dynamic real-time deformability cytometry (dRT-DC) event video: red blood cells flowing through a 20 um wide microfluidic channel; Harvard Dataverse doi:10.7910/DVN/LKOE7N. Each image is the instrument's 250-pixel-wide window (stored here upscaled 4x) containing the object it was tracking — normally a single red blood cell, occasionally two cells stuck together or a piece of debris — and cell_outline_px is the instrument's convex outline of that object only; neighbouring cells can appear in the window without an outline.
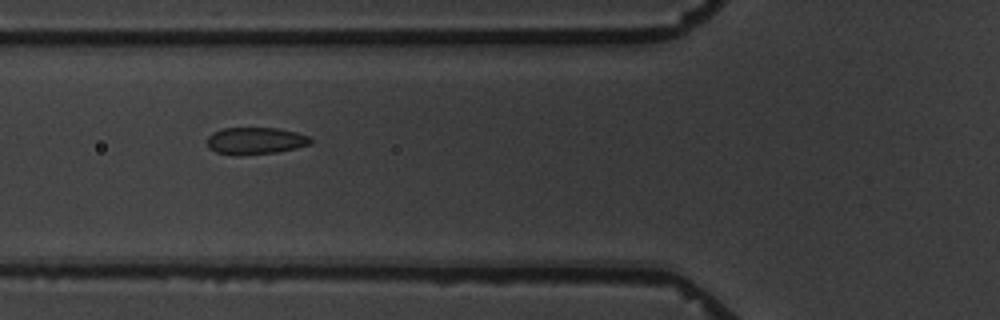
{"species": "common noctule bat (a hibernating species)", "species_latin": "Nyctalus noctula", "temperature_condition": "warm", "stored_images_in_passage": 3, "camera_frame_rate_fps": 3000, "um_per_image_px": 0.085, "animal": {"sex": "male", "body_mass_g": 19.5, "forearm_length_mm": 54.6}, "frame": {"image": 1, "passage_image": 2, "time_ms": 1.333, "image_size_px": [1000, 320], "cell_outline_px": [[312, 144], [296, 148], [276, 152], [240, 156], [232, 156], [216, 152], [208, 148], [204, 140], [212, 132], [224, 128], [276, 128], [296, 132], [308, 136], [312, 140]], "centroid_in_image_um": [21.64, 11.98], "position_along_channel_um": 104.2, "area_um2": 16.65}}
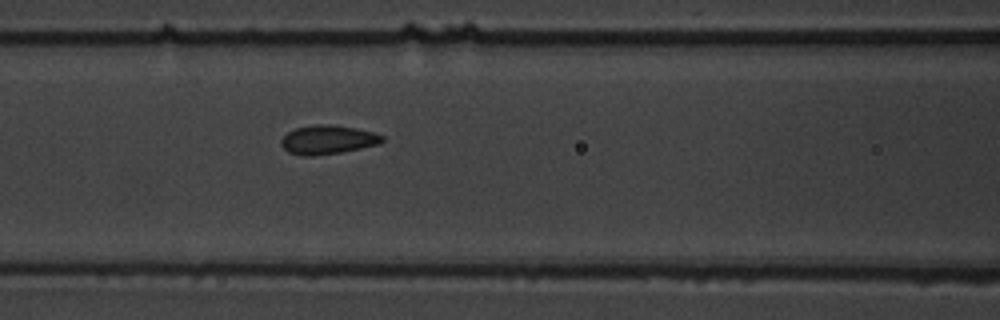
{"frame": {"image": 2, "passage_image": 3, "time_ms": 2.333, "image_size_px": [1000, 320], "cell_outline_px": [[384, 140], [380, 144], [340, 152], [312, 156], [300, 156], [288, 152], [280, 144], [280, 140], [288, 132], [296, 128], [316, 124], [328, 124], [356, 128], [372, 132], [384, 136]], "centroid_in_image_um": [27.84, 11.88], "position_along_channel_um": 138.8, "area_um2": 16.99}}